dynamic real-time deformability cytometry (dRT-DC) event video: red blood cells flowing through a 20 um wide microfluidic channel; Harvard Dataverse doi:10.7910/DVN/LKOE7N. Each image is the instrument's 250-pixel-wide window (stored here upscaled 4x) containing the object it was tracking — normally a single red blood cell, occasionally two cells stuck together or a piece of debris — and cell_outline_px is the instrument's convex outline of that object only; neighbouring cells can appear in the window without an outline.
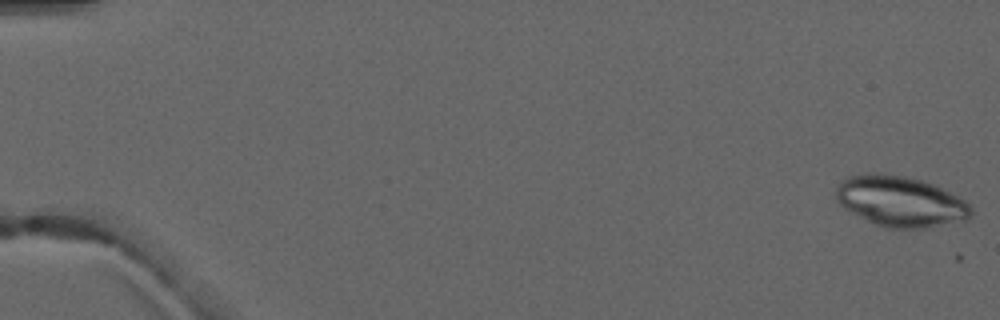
{"species": "common noctule bat (a hibernating species)", "species_latin": "Nyctalus noctula", "temperature_condition": "warm", "stored_images_in_passage": 2, "camera_frame_rate_fps": 3000, "um_per_image_px": 0.085, "animal": {"sex": "male", "forearm_length_mm": 52.5}, "frame": {"image": 1, "passage_image": 1, "time_ms": 0.0, "image_size_px": [1000, 320], "cell_outline_px": [[972, 216], [968, 220], [924, 228], [884, 228], [852, 212], [840, 204], [836, 200], [836, 188], [840, 180], [848, 176], [868, 172], [884, 172], [904, 176], [936, 184], [964, 200], [968, 204], [972, 212]], "centroid_in_image_um": [76.53, 17.09], "position_along_channel_um": 8.5, "area_um2": 40.06}}